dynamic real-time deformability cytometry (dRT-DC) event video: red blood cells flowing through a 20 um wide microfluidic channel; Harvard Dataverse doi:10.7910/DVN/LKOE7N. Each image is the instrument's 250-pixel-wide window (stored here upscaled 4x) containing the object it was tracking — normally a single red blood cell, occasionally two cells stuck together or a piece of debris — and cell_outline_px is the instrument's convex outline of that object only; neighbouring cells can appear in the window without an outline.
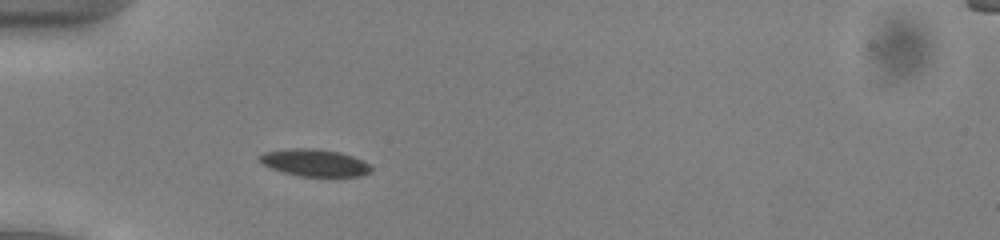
{"species": "common noctule bat (a hibernating species)", "species_latin": "Nyctalus noctula", "temperature_condition": "cold", "stored_images_in_passage": 38, "camera_frame_rate_fps": 3000, "um_per_image_px": 0.085, "animal": {"sex": "male", "body_mass_g": 13.0, "forearm_length_mm": 53.1}, "frame": {"image": 1, "passage_image": 9, "time_ms": 2.667, "image_size_px": [1000, 240], "cell_outline_px": [[372, 172], [360, 176], [300, 176], [284, 172], [272, 168], [264, 164], [260, 160], [260, 156], [264, 152], [292, 148], [316, 148], [340, 152], [364, 160], [372, 168]], "centroid_in_image_um": [26.8, 13.83], "position_along_channel_um": 58.2, "area_um2": 17.51}}
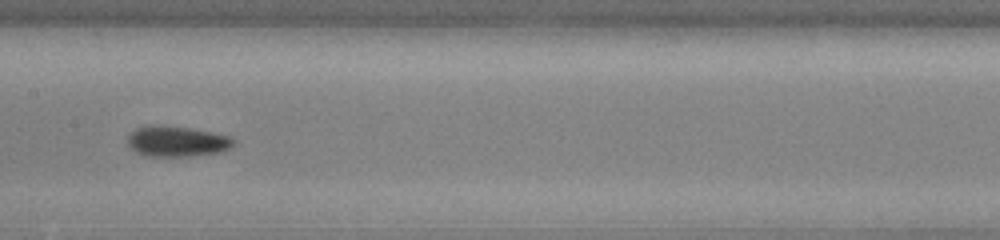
{"frame": {"image": 2, "passage_image": 20, "time_ms": 6.333, "image_size_px": [1000, 240], "cell_outline_px": [[236, 144], [220, 152], [188, 156], [144, 156], [136, 152], [128, 144], [128, 136], [136, 128], [156, 124], [188, 128], [212, 132], [228, 136], [236, 140]], "centroid_in_image_um": [15.03, 12.01], "position_along_channel_um": 192.4, "area_um2": 18.79}}
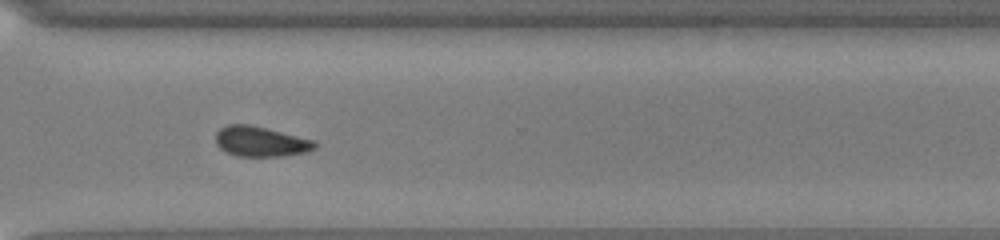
{"frame": {"image": 3, "passage_image": 32, "time_ms": 10.333, "image_size_px": [1000, 240], "cell_outline_px": [[316, 148], [308, 152], [284, 156], [236, 156], [220, 148], [216, 144], [216, 132], [220, 128], [228, 124], [252, 124], [316, 140]], "centroid_in_image_um": [22.19, 12.02], "position_along_channel_um": 348.4, "area_um2": 17.69}, "authors_computed_cell_mechanics": {"area_um2": 17.9469, "velocity_mm_per_s": 3.9043, "shape_relaxation_time_tau1_ms": 3.4919, "shape_relaxation_time_tau2_ms": 4.0854, "deformation_change_tau1": 0.0611, "deformation_change_tau2": 0.0958}}